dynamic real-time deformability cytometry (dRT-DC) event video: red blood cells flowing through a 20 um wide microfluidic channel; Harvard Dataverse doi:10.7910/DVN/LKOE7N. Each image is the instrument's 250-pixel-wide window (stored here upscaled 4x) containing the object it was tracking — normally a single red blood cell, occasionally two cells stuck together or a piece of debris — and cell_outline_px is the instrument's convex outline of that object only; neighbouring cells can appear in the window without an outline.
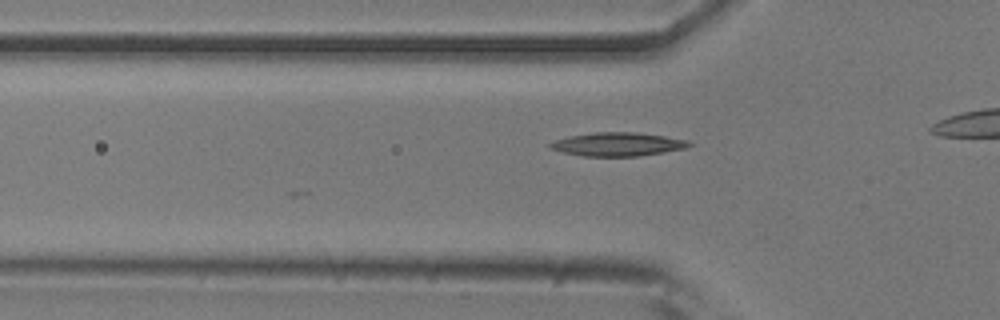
{"species": "common noctule bat (a hibernating species)", "species_latin": "Nyctalus noctula", "temperature_condition": "room temperature", "stored_images_in_passage": 11, "camera_frame_rate_fps": 3000, "um_per_image_px": 0.085, "animal": {"sex": "male", "body_mass_g": 20.5, "forearm_length_mm": 52.5}, "frame": {"image": 1, "passage_image": 5, "time_ms": 1.333, "image_size_px": [1000, 320], "cell_outline_px": [[692, 144], [684, 148], [664, 152], [636, 156], [584, 156], [564, 152], [548, 148], [548, 144], [556, 140], [568, 136], [592, 132], [636, 132], [664, 136], [688, 140]], "centroid_in_image_um": [52.47, 12.25], "position_along_channel_um": 73.3, "area_um2": 18.96}}
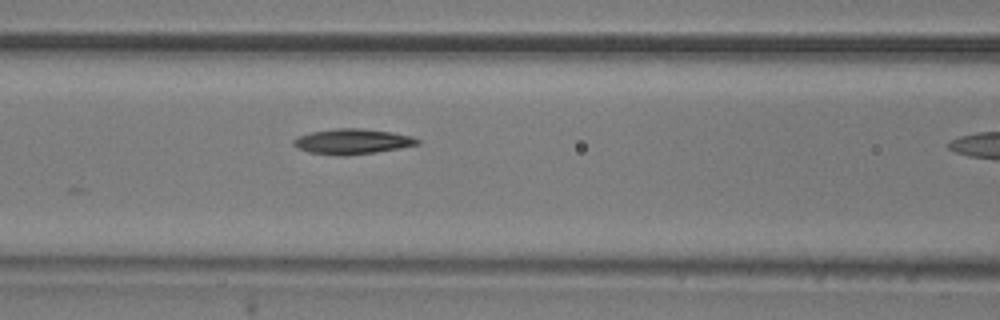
{"frame": {"image": 2, "passage_image": 10, "time_ms": 3.0, "image_size_px": [1000, 320], "cell_outline_px": [[420, 144], [400, 148], [376, 152], [344, 156], [340, 156], [308, 152], [292, 144], [292, 140], [300, 136], [312, 132], [336, 128], [356, 128], [392, 132], [412, 136], [420, 140]], "centroid_in_image_um": [29.97, 12.03], "position_along_channel_um": 136.6, "area_um2": 18.15}}